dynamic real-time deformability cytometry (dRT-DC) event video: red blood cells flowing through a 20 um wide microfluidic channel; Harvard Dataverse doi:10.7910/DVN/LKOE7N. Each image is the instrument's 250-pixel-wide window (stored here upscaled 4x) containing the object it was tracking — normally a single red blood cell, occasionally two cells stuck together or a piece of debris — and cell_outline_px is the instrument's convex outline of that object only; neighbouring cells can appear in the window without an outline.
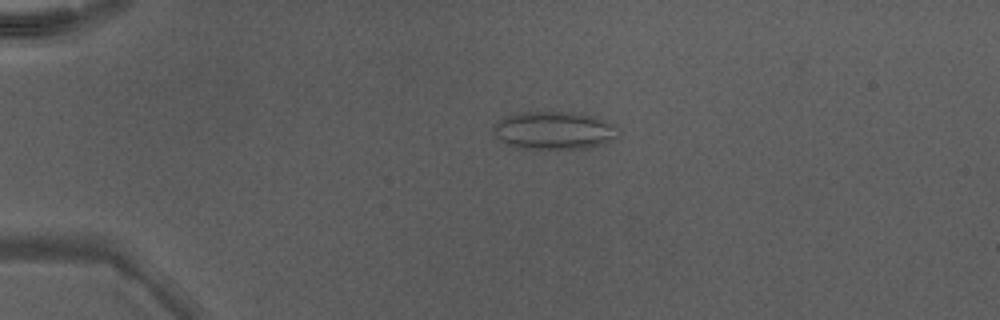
{"species": "Egyptian fruit bat (a non-hibernating species)", "species_latin": "Rousettus aegyptiacus", "temperature_condition": "warm", "stored_images_in_passage": 50, "camera_frame_rate_fps": 3000, "um_per_image_px": 0.085, "animal": {"sex": "male"}, "frame": {"image": 1, "passage_image": 13, "time_ms": 4.0, "image_size_px": [1000, 320], "cell_outline_px": [[620, 136], [616, 140], [604, 144], [588, 148], [520, 148], [508, 144], [500, 140], [492, 132], [492, 128], [504, 116], [516, 112], [576, 112], [596, 116], [608, 120], [616, 124], [620, 128]], "centroid_in_image_um": [47.2, 11.07], "position_along_channel_um": 37.8, "area_um2": 28.21}}
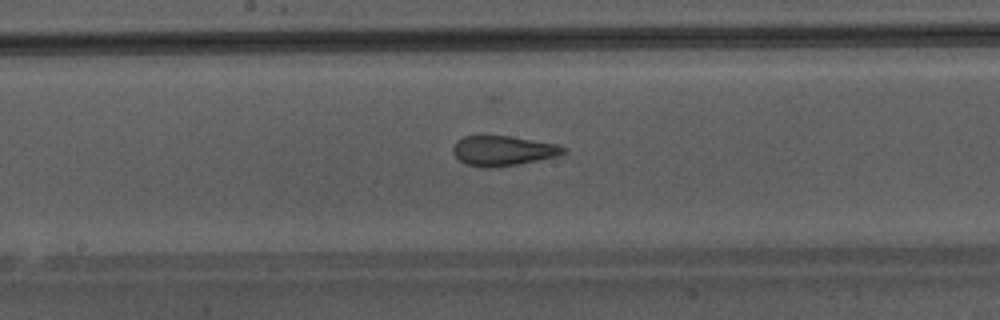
{"frame": {"image": 2, "passage_image": 28, "time_ms": 9.0, "image_size_px": [1000, 320], "cell_outline_px": [[568, 152], [556, 156], [516, 164], [488, 168], [464, 164], [452, 152], [452, 148], [456, 140], [464, 136], [508, 136], [556, 144], [568, 148]], "centroid_in_image_um": [42.73, 12.81], "position_along_channel_um": 205.5, "area_um2": 19.07}}
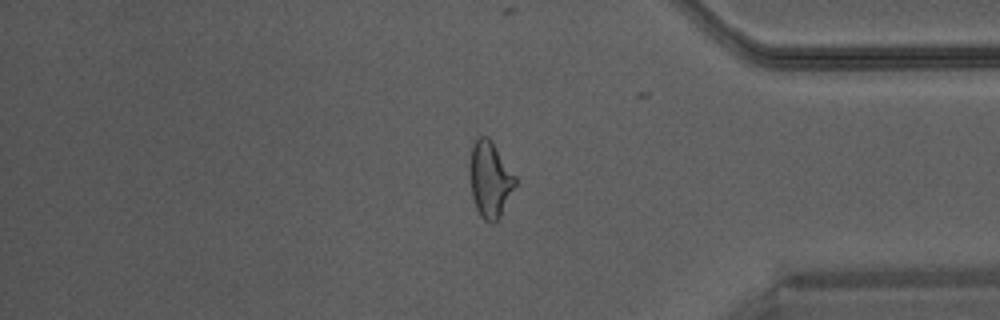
{"frame": {"image": 3, "passage_image": 42, "time_ms": 13.667, "image_size_px": [1000, 320], "cell_outline_px": [[516, 184], [496, 224], [492, 224], [484, 220], [480, 216], [476, 208], [472, 196], [468, 168], [472, 140], [480, 136], [488, 136], [492, 140], [516, 176]], "centroid_in_image_um": [41.62, 15.22], "position_along_channel_um": 393.6, "area_um2": 20.63}}